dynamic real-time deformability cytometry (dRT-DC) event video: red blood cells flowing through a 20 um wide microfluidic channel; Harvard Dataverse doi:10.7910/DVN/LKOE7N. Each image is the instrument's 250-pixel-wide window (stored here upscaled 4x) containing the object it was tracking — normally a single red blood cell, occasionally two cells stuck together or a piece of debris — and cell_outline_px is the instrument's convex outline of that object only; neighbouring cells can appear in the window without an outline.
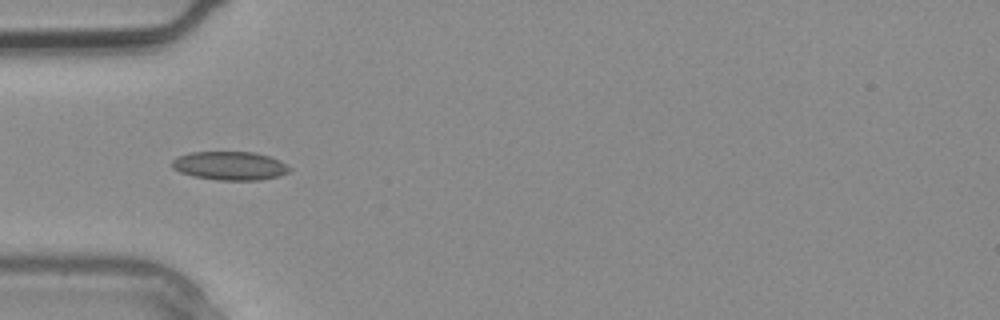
{"species": "common noctule bat (a hibernating species)", "species_latin": "Nyctalus noctula", "temperature_condition": "warm", "stored_images_in_passage": 1, "camera_frame_rate_fps": 3000, "um_per_image_px": 0.085, "animal": {"sex": "male", "body_mass_g": 20.4}, "frame": {"image": 1, "passage_image": 1, "time_ms": 0.0, "image_size_px": [1000, 320], "cell_outline_px": [[292, 168], [288, 172], [280, 176], [260, 180], [220, 180], [196, 176], [180, 172], [172, 168], [172, 160], [176, 156], [192, 152], [256, 152], [268, 156]], "centroid_in_image_um": [19.52, 14.09], "position_along_channel_um": 65.5, "area_um2": 19.42}}